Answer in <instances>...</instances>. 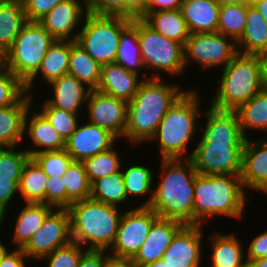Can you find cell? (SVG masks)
<instances>
[{
    "label": "cell",
    "instance_id": "6da1fadb",
    "mask_svg": "<svg viewBox=\"0 0 267 267\" xmlns=\"http://www.w3.org/2000/svg\"><path fill=\"white\" fill-rule=\"evenodd\" d=\"M202 135L194 150L187 154L198 174L240 175L242 150L246 138L243 136L237 113L209 106Z\"/></svg>",
    "mask_w": 267,
    "mask_h": 267
},
{
    "label": "cell",
    "instance_id": "7a4b0ae2",
    "mask_svg": "<svg viewBox=\"0 0 267 267\" xmlns=\"http://www.w3.org/2000/svg\"><path fill=\"white\" fill-rule=\"evenodd\" d=\"M160 178L150 208L159 218L194 225V184L198 172L190 158L160 159Z\"/></svg>",
    "mask_w": 267,
    "mask_h": 267
},
{
    "label": "cell",
    "instance_id": "3957f363",
    "mask_svg": "<svg viewBox=\"0 0 267 267\" xmlns=\"http://www.w3.org/2000/svg\"><path fill=\"white\" fill-rule=\"evenodd\" d=\"M163 78L144 79L128 103L125 139L135 146L150 141L166 112L185 92L178 84H166ZM137 143V144H136Z\"/></svg>",
    "mask_w": 267,
    "mask_h": 267
},
{
    "label": "cell",
    "instance_id": "277c9868",
    "mask_svg": "<svg viewBox=\"0 0 267 267\" xmlns=\"http://www.w3.org/2000/svg\"><path fill=\"white\" fill-rule=\"evenodd\" d=\"M246 193L240 175L198 174L194 184V225H202L215 215L243 218Z\"/></svg>",
    "mask_w": 267,
    "mask_h": 267
},
{
    "label": "cell",
    "instance_id": "5b68a950",
    "mask_svg": "<svg viewBox=\"0 0 267 267\" xmlns=\"http://www.w3.org/2000/svg\"><path fill=\"white\" fill-rule=\"evenodd\" d=\"M120 210L92 198L74 202L68 208L72 242L88 250L110 249L123 214Z\"/></svg>",
    "mask_w": 267,
    "mask_h": 267
},
{
    "label": "cell",
    "instance_id": "8992f818",
    "mask_svg": "<svg viewBox=\"0 0 267 267\" xmlns=\"http://www.w3.org/2000/svg\"><path fill=\"white\" fill-rule=\"evenodd\" d=\"M198 91L186 90L169 108L150 140L157 141L161 159L187 158L201 116Z\"/></svg>",
    "mask_w": 267,
    "mask_h": 267
},
{
    "label": "cell",
    "instance_id": "52a82bcc",
    "mask_svg": "<svg viewBox=\"0 0 267 267\" xmlns=\"http://www.w3.org/2000/svg\"><path fill=\"white\" fill-rule=\"evenodd\" d=\"M210 106L235 111L264 88L258 55L238 53L224 68ZM212 98V99H211Z\"/></svg>",
    "mask_w": 267,
    "mask_h": 267
},
{
    "label": "cell",
    "instance_id": "ba28073f",
    "mask_svg": "<svg viewBox=\"0 0 267 267\" xmlns=\"http://www.w3.org/2000/svg\"><path fill=\"white\" fill-rule=\"evenodd\" d=\"M131 21L125 16L88 12L76 42L100 65L115 63L121 32Z\"/></svg>",
    "mask_w": 267,
    "mask_h": 267
},
{
    "label": "cell",
    "instance_id": "9c48e42d",
    "mask_svg": "<svg viewBox=\"0 0 267 267\" xmlns=\"http://www.w3.org/2000/svg\"><path fill=\"white\" fill-rule=\"evenodd\" d=\"M54 41L39 22H27L2 56V63L25 84L39 70Z\"/></svg>",
    "mask_w": 267,
    "mask_h": 267
},
{
    "label": "cell",
    "instance_id": "30bf717a",
    "mask_svg": "<svg viewBox=\"0 0 267 267\" xmlns=\"http://www.w3.org/2000/svg\"><path fill=\"white\" fill-rule=\"evenodd\" d=\"M138 39L145 69L157 71L150 78H161L160 71L172 76L185 72L183 45L154 31L142 19H138Z\"/></svg>",
    "mask_w": 267,
    "mask_h": 267
},
{
    "label": "cell",
    "instance_id": "8fae6325",
    "mask_svg": "<svg viewBox=\"0 0 267 267\" xmlns=\"http://www.w3.org/2000/svg\"><path fill=\"white\" fill-rule=\"evenodd\" d=\"M183 49L185 69L193 61L204 69L224 68L238 54L237 43L219 32L191 33Z\"/></svg>",
    "mask_w": 267,
    "mask_h": 267
},
{
    "label": "cell",
    "instance_id": "7c38bea8",
    "mask_svg": "<svg viewBox=\"0 0 267 267\" xmlns=\"http://www.w3.org/2000/svg\"><path fill=\"white\" fill-rule=\"evenodd\" d=\"M128 210L121 216L115 242L108 253L116 258L132 260L148 236L152 224L159 217L147 206Z\"/></svg>",
    "mask_w": 267,
    "mask_h": 267
},
{
    "label": "cell",
    "instance_id": "4fadbf2b",
    "mask_svg": "<svg viewBox=\"0 0 267 267\" xmlns=\"http://www.w3.org/2000/svg\"><path fill=\"white\" fill-rule=\"evenodd\" d=\"M72 242L70 215L68 209H54L45 219L42 227L33 234L22 248L30 260H41L55 249Z\"/></svg>",
    "mask_w": 267,
    "mask_h": 267
},
{
    "label": "cell",
    "instance_id": "5bb4252c",
    "mask_svg": "<svg viewBox=\"0 0 267 267\" xmlns=\"http://www.w3.org/2000/svg\"><path fill=\"white\" fill-rule=\"evenodd\" d=\"M86 109L88 122L108 130L117 139H124L127 126L128 103L100 91L90 90Z\"/></svg>",
    "mask_w": 267,
    "mask_h": 267
},
{
    "label": "cell",
    "instance_id": "9a60e30c",
    "mask_svg": "<svg viewBox=\"0 0 267 267\" xmlns=\"http://www.w3.org/2000/svg\"><path fill=\"white\" fill-rule=\"evenodd\" d=\"M202 225H184L173 237L162 256L168 267H201Z\"/></svg>",
    "mask_w": 267,
    "mask_h": 267
},
{
    "label": "cell",
    "instance_id": "2e32d148",
    "mask_svg": "<svg viewBox=\"0 0 267 267\" xmlns=\"http://www.w3.org/2000/svg\"><path fill=\"white\" fill-rule=\"evenodd\" d=\"M87 13L86 0H64L38 22L55 40L76 41L79 33L76 28Z\"/></svg>",
    "mask_w": 267,
    "mask_h": 267
},
{
    "label": "cell",
    "instance_id": "e0dca14e",
    "mask_svg": "<svg viewBox=\"0 0 267 267\" xmlns=\"http://www.w3.org/2000/svg\"><path fill=\"white\" fill-rule=\"evenodd\" d=\"M117 138L108 130L89 122L78 124L73 134L65 141V150L74 161L83 162L86 158L109 150Z\"/></svg>",
    "mask_w": 267,
    "mask_h": 267
},
{
    "label": "cell",
    "instance_id": "ac0fdd59",
    "mask_svg": "<svg viewBox=\"0 0 267 267\" xmlns=\"http://www.w3.org/2000/svg\"><path fill=\"white\" fill-rule=\"evenodd\" d=\"M240 177L246 190L250 188L267 195V137L257 142L246 138Z\"/></svg>",
    "mask_w": 267,
    "mask_h": 267
},
{
    "label": "cell",
    "instance_id": "d6986e66",
    "mask_svg": "<svg viewBox=\"0 0 267 267\" xmlns=\"http://www.w3.org/2000/svg\"><path fill=\"white\" fill-rule=\"evenodd\" d=\"M183 226L175 220L158 218L152 224L148 236L132 259V263L136 267H141L161 259L173 237Z\"/></svg>",
    "mask_w": 267,
    "mask_h": 267
},
{
    "label": "cell",
    "instance_id": "ffe728a7",
    "mask_svg": "<svg viewBox=\"0 0 267 267\" xmlns=\"http://www.w3.org/2000/svg\"><path fill=\"white\" fill-rule=\"evenodd\" d=\"M30 113H32V115ZM27 133L28 135L26 137H29L31 143L34 144H32V146H36L34 149L33 147L31 149H26L30 157L42 151L65 149V141L63 138L50 124L48 119L36 108L32 110V108L29 107L25 114L24 134Z\"/></svg>",
    "mask_w": 267,
    "mask_h": 267
},
{
    "label": "cell",
    "instance_id": "44dd1931",
    "mask_svg": "<svg viewBox=\"0 0 267 267\" xmlns=\"http://www.w3.org/2000/svg\"><path fill=\"white\" fill-rule=\"evenodd\" d=\"M137 73L116 63L101 66V79L97 91L129 103L144 81Z\"/></svg>",
    "mask_w": 267,
    "mask_h": 267
},
{
    "label": "cell",
    "instance_id": "7402d4cb",
    "mask_svg": "<svg viewBox=\"0 0 267 267\" xmlns=\"http://www.w3.org/2000/svg\"><path fill=\"white\" fill-rule=\"evenodd\" d=\"M52 94L45 101L52 107L80 115L83 106L87 104L90 88L76 77L66 74L52 81Z\"/></svg>",
    "mask_w": 267,
    "mask_h": 267
},
{
    "label": "cell",
    "instance_id": "603a6c76",
    "mask_svg": "<svg viewBox=\"0 0 267 267\" xmlns=\"http://www.w3.org/2000/svg\"><path fill=\"white\" fill-rule=\"evenodd\" d=\"M25 93L14 105L0 108V148L18 147L24 135V119L33 98Z\"/></svg>",
    "mask_w": 267,
    "mask_h": 267
},
{
    "label": "cell",
    "instance_id": "cb8c5ba5",
    "mask_svg": "<svg viewBox=\"0 0 267 267\" xmlns=\"http://www.w3.org/2000/svg\"><path fill=\"white\" fill-rule=\"evenodd\" d=\"M180 11L190 34L218 32L220 4L216 0H182Z\"/></svg>",
    "mask_w": 267,
    "mask_h": 267
},
{
    "label": "cell",
    "instance_id": "d4e9b609",
    "mask_svg": "<svg viewBox=\"0 0 267 267\" xmlns=\"http://www.w3.org/2000/svg\"><path fill=\"white\" fill-rule=\"evenodd\" d=\"M69 58L70 41L55 40L41 61L39 70L24 84L25 92L32 96L31 88L36 80L35 77L39 78L41 76L47 84H50L52 81L68 74Z\"/></svg>",
    "mask_w": 267,
    "mask_h": 267
},
{
    "label": "cell",
    "instance_id": "484cf974",
    "mask_svg": "<svg viewBox=\"0 0 267 267\" xmlns=\"http://www.w3.org/2000/svg\"><path fill=\"white\" fill-rule=\"evenodd\" d=\"M20 212L12 227V245L15 248L22 249L43 225L46 217L55 209L44 203H26ZM14 243V244H13Z\"/></svg>",
    "mask_w": 267,
    "mask_h": 267
},
{
    "label": "cell",
    "instance_id": "4316f807",
    "mask_svg": "<svg viewBox=\"0 0 267 267\" xmlns=\"http://www.w3.org/2000/svg\"><path fill=\"white\" fill-rule=\"evenodd\" d=\"M211 241V267H246V253L235 234H209Z\"/></svg>",
    "mask_w": 267,
    "mask_h": 267
},
{
    "label": "cell",
    "instance_id": "83f0119b",
    "mask_svg": "<svg viewBox=\"0 0 267 267\" xmlns=\"http://www.w3.org/2000/svg\"><path fill=\"white\" fill-rule=\"evenodd\" d=\"M236 43L241 54L259 55L267 50V22L252 3L247 4L245 29Z\"/></svg>",
    "mask_w": 267,
    "mask_h": 267
},
{
    "label": "cell",
    "instance_id": "f1b7e54d",
    "mask_svg": "<svg viewBox=\"0 0 267 267\" xmlns=\"http://www.w3.org/2000/svg\"><path fill=\"white\" fill-rule=\"evenodd\" d=\"M21 0L0 2V55L11 47L22 27L27 23Z\"/></svg>",
    "mask_w": 267,
    "mask_h": 267
},
{
    "label": "cell",
    "instance_id": "f546056e",
    "mask_svg": "<svg viewBox=\"0 0 267 267\" xmlns=\"http://www.w3.org/2000/svg\"><path fill=\"white\" fill-rule=\"evenodd\" d=\"M115 63L141 75L143 79L148 77L146 73L140 74L143 69L145 70V66L141 58L138 39V19H132L131 23L121 32Z\"/></svg>",
    "mask_w": 267,
    "mask_h": 267
},
{
    "label": "cell",
    "instance_id": "4dcf8cb0",
    "mask_svg": "<svg viewBox=\"0 0 267 267\" xmlns=\"http://www.w3.org/2000/svg\"><path fill=\"white\" fill-rule=\"evenodd\" d=\"M101 66L76 41H70L68 74L76 77L91 90L97 89L101 79Z\"/></svg>",
    "mask_w": 267,
    "mask_h": 267
},
{
    "label": "cell",
    "instance_id": "1f68e13d",
    "mask_svg": "<svg viewBox=\"0 0 267 267\" xmlns=\"http://www.w3.org/2000/svg\"><path fill=\"white\" fill-rule=\"evenodd\" d=\"M143 21L154 31L183 46L190 35L180 9L149 13Z\"/></svg>",
    "mask_w": 267,
    "mask_h": 267
},
{
    "label": "cell",
    "instance_id": "d6a6232c",
    "mask_svg": "<svg viewBox=\"0 0 267 267\" xmlns=\"http://www.w3.org/2000/svg\"><path fill=\"white\" fill-rule=\"evenodd\" d=\"M241 132L248 138V130H260L267 133V88L261 89L248 102L235 110ZM267 135V134H266Z\"/></svg>",
    "mask_w": 267,
    "mask_h": 267
},
{
    "label": "cell",
    "instance_id": "836d02e7",
    "mask_svg": "<svg viewBox=\"0 0 267 267\" xmlns=\"http://www.w3.org/2000/svg\"><path fill=\"white\" fill-rule=\"evenodd\" d=\"M48 176L30 157L25 163L18 183L19 195L26 203H44Z\"/></svg>",
    "mask_w": 267,
    "mask_h": 267
},
{
    "label": "cell",
    "instance_id": "e575fe53",
    "mask_svg": "<svg viewBox=\"0 0 267 267\" xmlns=\"http://www.w3.org/2000/svg\"><path fill=\"white\" fill-rule=\"evenodd\" d=\"M123 181L125 186V191L127 194V199L130 197H146L149 193L147 200L139 206L149 207L153 200V180L154 175L152 169L147 167V165L137 164L130 165L127 168L122 167Z\"/></svg>",
    "mask_w": 267,
    "mask_h": 267
},
{
    "label": "cell",
    "instance_id": "d590c367",
    "mask_svg": "<svg viewBox=\"0 0 267 267\" xmlns=\"http://www.w3.org/2000/svg\"><path fill=\"white\" fill-rule=\"evenodd\" d=\"M90 198L121 209L120 204L128 200L122 170L92 183Z\"/></svg>",
    "mask_w": 267,
    "mask_h": 267
},
{
    "label": "cell",
    "instance_id": "8d00e7d4",
    "mask_svg": "<svg viewBox=\"0 0 267 267\" xmlns=\"http://www.w3.org/2000/svg\"><path fill=\"white\" fill-rule=\"evenodd\" d=\"M62 179L67 193V209L74 202L90 198L91 184L83 162L73 161Z\"/></svg>",
    "mask_w": 267,
    "mask_h": 267
},
{
    "label": "cell",
    "instance_id": "74e56055",
    "mask_svg": "<svg viewBox=\"0 0 267 267\" xmlns=\"http://www.w3.org/2000/svg\"><path fill=\"white\" fill-rule=\"evenodd\" d=\"M115 146L83 161L90 184L121 171L123 161L120 159Z\"/></svg>",
    "mask_w": 267,
    "mask_h": 267
},
{
    "label": "cell",
    "instance_id": "f35d334b",
    "mask_svg": "<svg viewBox=\"0 0 267 267\" xmlns=\"http://www.w3.org/2000/svg\"><path fill=\"white\" fill-rule=\"evenodd\" d=\"M247 5L220 6L218 32L237 42L245 29Z\"/></svg>",
    "mask_w": 267,
    "mask_h": 267
},
{
    "label": "cell",
    "instance_id": "ab89813d",
    "mask_svg": "<svg viewBox=\"0 0 267 267\" xmlns=\"http://www.w3.org/2000/svg\"><path fill=\"white\" fill-rule=\"evenodd\" d=\"M48 177H63L74 161L65 150L42 151L32 156Z\"/></svg>",
    "mask_w": 267,
    "mask_h": 267
},
{
    "label": "cell",
    "instance_id": "60d3db41",
    "mask_svg": "<svg viewBox=\"0 0 267 267\" xmlns=\"http://www.w3.org/2000/svg\"><path fill=\"white\" fill-rule=\"evenodd\" d=\"M39 111L48 119L64 141L73 134L80 121L78 120L80 119L78 114L52 107L46 101H43L42 108Z\"/></svg>",
    "mask_w": 267,
    "mask_h": 267
},
{
    "label": "cell",
    "instance_id": "b9f144b4",
    "mask_svg": "<svg viewBox=\"0 0 267 267\" xmlns=\"http://www.w3.org/2000/svg\"><path fill=\"white\" fill-rule=\"evenodd\" d=\"M30 158L26 150H17L16 147L0 148V176L10 177L19 183L25 163Z\"/></svg>",
    "mask_w": 267,
    "mask_h": 267
},
{
    "label": "cell",
    "instance_id": "7bdbcfd3",
    "mask_svg": "<svg viewBox=\"0 0 267 267\" xmlns=\"http://www.w3.org/2000/svg\"><path fill=\"white\" fill-rule=\"evenodd\" d=\"M25 93V85L2 63L0 65V108L14 105Z\"/></svg>",
    "mask_w": 267,
    "mask_h": 267
},
{
    "label": "cell",
    "instance_id": "ee69618b",
    "mask_svg": "<svg viewBox=\"0 0 267 267\" xmlns=\"http://www.w3.org/2000/svg\"><path fill=\"white\" fill-rule=\"evenodd\" d=\"M87 250L78 243L71 242L64 247L55 249L40 261L45 259L47 267H78L80 258Z\"/></svg>",
    "mask_w": 267,
    "mask_h": 267
},
{
    "label": "cell",
    "instance_id": "f6af8a7d",
    "mask_svg": "<svg viewBox=\"0 0 267 267\" xmlns=\"http://www.w3.org/2000/svg\"><path fill=\"white\" fill-rule=\"evenodd\" d=\"M45 204L55 209H67V193L62 177H48Z\"/></svg>",
    "mask_w": 267,
    "mask_h": 267
},
{
    "label": "cell",
    "instance_id": "bcb514c9",
    "mask_svg": "<svg viewBox=\"0 0 267 267\" xmlns=\"http://www.w3.org/2000/svg\"><path fill=\"white\" fill-rule=\"evenodd\" d=\"M64 0H21L28 22H38Z\"/></svg>",
    "mask_w": 267,
    "mask_h": 267
},
{
    "label": "cell",
    "instance_id": "7dc6e473",
    "mask_svg": "<svg viewBox=\"0 0 267 267\" xmlns=\"http://www.w3.org/2000/svg\"><path fill=\"white\" fill-rule=\"evenodd\" d=\"M86 5L93 14L125 16V0H86Z\"/></svg>",
    "mask_w": 267,
    "mask_h": 267
},
{
    "label": "cell",
    "instance_id": "c3c4849f",
    "mask_svg": "<svg viewBox=\"0 0 267 267\" xmlns=\"http://www.w3.org/2000/svg\"><path fill=\"white\" fill-rule=\"evenodd\" d=\"M18 193V184L14 180H10V177L0 176V214L2 215V220H5L9 205L12 199L19 195Z\"/></svg>",
    "mask_w": 267,
    "mask_h": 267
},
{
    "label": "cell",
    "instance_id": "681fc988",
    "mask_svg": "<svg viewBox=\"0 0 267 267\" xmlns=\"http://www.w3.org/2000/svg\"><path fill=\"white\" fill-rule=\"evenodd\" d=\"M246 260L267 258V231L256 235L249 243Z\"/></svg>",
    "mask_w": 267,
    "mask_h": 267
},
{
    "label": "cell",
    "instance_id": "f907efd6",
    "mask_svg": "<svg viewBox=\"0 0 267 267\" xmlns=\"http://www.w3.org/2000/svg\"><path fill=\"white\" fill-rule=\"evenodd\" d=\"M110 256L107 250H87L80 258L78 267H105Z\"/></svg>",
    "mask_w": 267,
    "mask_h": 267
},
{
    "label": "cell",
    "instance_id": "816d5d0a",
    "mask_svg": "<svg viewBox=\"0 0 267 267\" xmlns=\"http://www.w3.org/2000/svg\"><path fill=\"white\" fill-rule=\"evenodd\" d=\"M182 0H148L145 13L139 18L144 19L149 13L180 9Z\"/></svg>",
    "mask_w": 267,
    "mask_h": 267
},
{
    "label": "cell",
    "instance_id": "f5cc1de1",
    "mask_svg": "<svg viewBox=\"0 0 267 267\" xmlns=\"http://www.w3.org/2000/svg\"><path fill=\"white\" fill-rule=\"evenodd\" d=\"M29 258L23 253L22 249L9 250L2 258L0 267H26Z\"/></svg>",
    "mask_w": 267,
    "mask_h": 267
},
{
    "label": "cell",
    "instance_id": "db71d44e",
    "mask_svg": "<svg viewBox=\"0 0 267 267\" xmlns=\"http://www.w3.org/2000/svg\"><path fill=\"white\" fill-rule=\"evenodd\" d=\"M148 0H125V17L139 19L146 10Z\"/></svg>",
    "mask_w": 267,
    "mask_h": 267
},
{
    "label": "cell",
    "instance_id": "11a10c76",
    "mask_svg": "<svg viewBox=\"0 0 267 267\" xmlns=\"http://www.w3.org/2000/svg\"><path fill=\"white\" fill-rule=\"evenodd\" d=\"M105 267H136V266L132 263V260L130 259L116 258L110 256L105 262Z\"/></svg>",
    "mask_w": 267,
    "mask_h": 267
},
{
    "label": "cell",
    "instance_id": "9f6ffc18",
    "mask_svg": "<svg viewBox=\"0 0 267 267\" xmlns=\"http://www.w3.org/2000/svg\"><path fill=\"white\" fill-rule=\"evenodd\" d=\"M261 63L262 80L264 87L267 88V50L258 55Z\"/></svg>",
    "mask_w": 267,
    "mask_h": 267
},
{
    "label": "cell",
    "instance_id": "6f0895ef",
    "mask_svg": "<svg viewBox=\"0 0 267 267\" xmlns=\"http://www.w3.org/2000/svg\"><path fill=\"white\" fill-rule=\"evenodd\" d=\"M252 4L267 22V0H255Z\"/></svg>",
    "mask_w": 267,
    "mask_h": 267
},
{
    "label": "cell",
    "instance_id": "680465c9",
    "mask_svg": "<svg viewBox=\"0 0 267 267\" xmlns=\"http://www.w3.org/2000/svg\"><path fill=\"white\" fill-rule=\"evenodd\" d=\"M246 267H267V258L257 260H246Z\"/></svg>",
    "mask_w": 267,
    "mask_h": 267
},
{
    "label": "cell",
    "instance_id": "91938a15",
    "mask_svg": "<svg viewBox=\"0 0 267 267\" xmlns=\"http://www.w3.org/2000/svg\"><path fill=\"white\" fill-rule=\"evenodd\" d=\"M220 6L223 5H239V4H243V5H247V4H251L249 0H216Z\"/></svg>",
    "mask_w": 267,
    "mask_h": 267
},
{
    "label": "cell",
    "instance_id": "94428289",
    "mask_svg": "<svg viewBox=\"0 0 267 267\" xmlns=\"http://www.w3.org/2000/svg\"><path fill=\"white\" fill-rule=\"evenodd\" d=\"M141 267H168V266L162 259H159L153 263H149Z\"/></svg>",
    "mask_w": 267,
    "mask_h": 267
},
{
    "label": "cell",
    "instance_id": "6125c7cd",
    "mask_svg": "<svg viewBox=\"0 0 267 267\" xmlns=\"http://www.w3.org/2000/svg\"><path fill=\"white\" fill-rule=\"evenodd\" d=\"M8 251H9V248H7V246L2 243V240H0V263L2 261V258L5 256V254Z\"/></svg>",
    "mask_w": 267,
    "mask_h": 267
},
{
    "label": "cell",
    "instance_id": "be15d7a7",
    "mask_svg": "<svg viewBox=\"0 0 267 267\" xmlns=\"http://www.w3.org/2000/svg\"><path fill=\"white\" fill-rule=\"evenodd\" d=\"M2 223H3L2 215L0 214V226H1Z\"/></svg>",
    "mask_w": 267,
    "mask_h": 267
},
{
    "label": "cell",
    "instance_id": "e7e4bbea",
    "mask_svg": "<svg viewBox=\"0 0 267 267\" xmlns=\"http://www.w3.org/2000/svg\"><path fill=\"white\" fill-rule=\"evenodd\" d=\"M2 64V56L0 55V65Z\"/></svg>",
    "mask_w": 267,
    "mask_h": 267
}]
</instances>
